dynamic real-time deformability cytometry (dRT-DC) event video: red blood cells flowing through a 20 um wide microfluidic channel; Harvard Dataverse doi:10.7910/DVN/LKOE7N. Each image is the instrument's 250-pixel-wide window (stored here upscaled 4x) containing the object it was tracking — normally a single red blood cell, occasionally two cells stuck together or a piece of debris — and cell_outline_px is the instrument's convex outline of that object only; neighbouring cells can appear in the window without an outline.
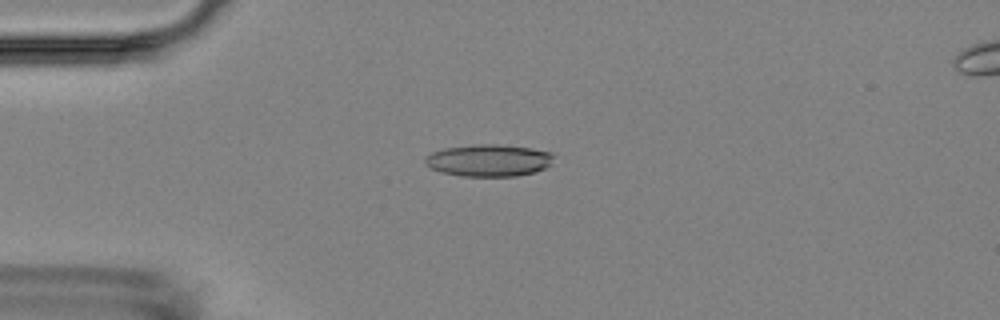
{"species": "Egyptian fruit bat (a non-hibernating species)", "species_latin": "Rousettus aegyptiacus", "temperature_condition": "room temperature", "stored_images_in_passage": 11, "camera_frame_rate_fps": 3000, "um_per_image_px": 0.085, "animal": {"sex": "female"}, "frame": {"image": 1, "passage_image": 1, "time_ms": 0.0, "image_size_px": [1000, 320], "cell_outline_px": [[556, 156], [552, 164], [536, 172], [516, 176], [460, 176], [440, 172], [424, 164], [424, 160], [432, 152], [444, 148], [480, 144], [496, 144], [532, 148], [552, 152]], "centroid_in_image_um": [41.59, 13.63], "position_along_channel_um": 43.4, "area_um2": 24.22}}
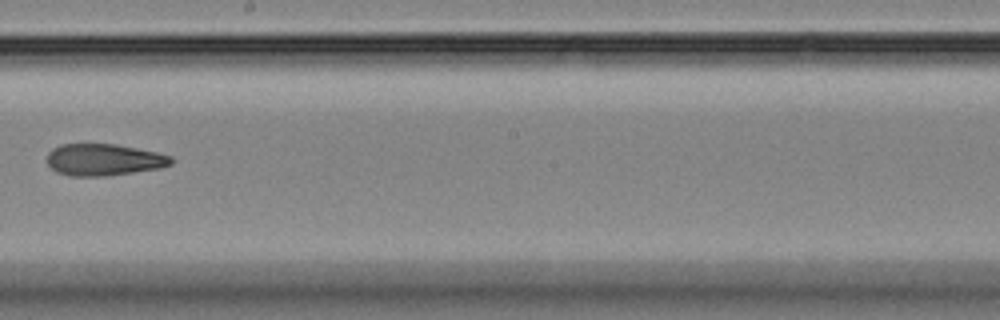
{"frame": {"image": 2, "passage_image": 6, "time_ms": 6.0, "image_size_px": [1000, 320], "cell_outline_px": [[172, 164], [160, 168], [104, 176], [72, 176], [56, 172], [48, 164], [48, 152], [52, 148], [60, 144], [116, 144], [156, 152], [172, 156]], "centroid_in_image_um": [8.81, 13.57], "position_along_channel_um": 239.4, "area_um2": 22.89}}
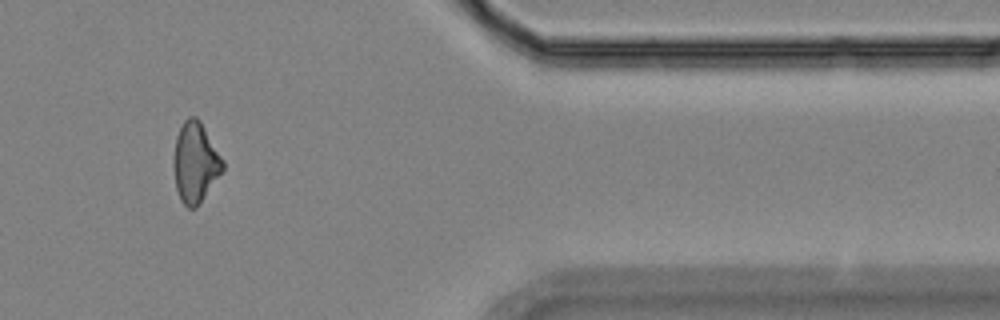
{"frame": {"image": 3, "passage_image": 10, "time_ms": 11.0, "image_size_px": [1000, 320], "cell_outline_px": [[224, 168], [196, 208], [188, 208], [180, 200], [176, 188], [172, 164], [172, 160], [176, 136], [184, 120], [188, 116], [196, 116], [200, 120], [224, 160]], "centroid_in_image_um": [16.58, 13.79], "position_along_channel_um": 394.8, "area_um2": 23.06}}